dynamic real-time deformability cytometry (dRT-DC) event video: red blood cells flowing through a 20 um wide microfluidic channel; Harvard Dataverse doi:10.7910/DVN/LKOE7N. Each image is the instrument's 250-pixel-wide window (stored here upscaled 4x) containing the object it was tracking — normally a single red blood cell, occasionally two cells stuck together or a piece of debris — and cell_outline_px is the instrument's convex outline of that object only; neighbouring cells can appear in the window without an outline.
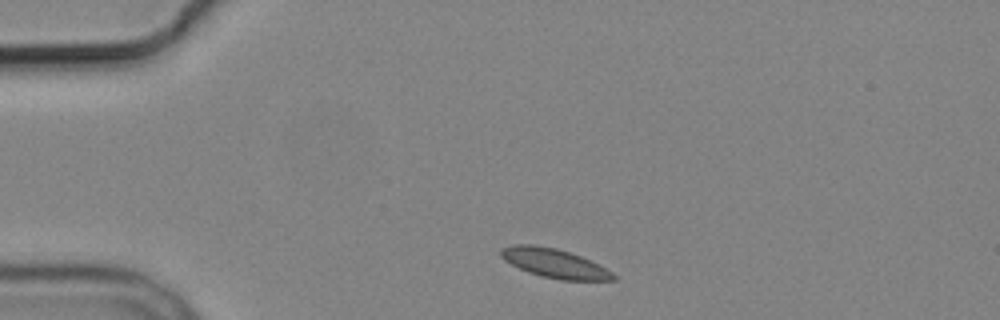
{"species": "common noctule bat (a hibernating species)", "species_latin": "Nyctalus noctula", "temperature_condition": "cold", "stored_images_in_passage": 2, "camera_frame_rate_fps": 3000, "um_per_image_px": 0.085, "animal": {"sex": "male", "body_mass_g": 19.2, "forearm_length_mm": 51.8}, "frame": {"image": 1, "passage_image": 1, "time_ms": 0.0, "image_size_px": [1000, 320], "cell_outline_px": [[616, 280], [560, 280], [540, 276], [528, 272], [504, 260], [500, 256], [500, 248], [512, 244], [532, 244], [556, 248], [580, 256], [612, 272], [616, 276]], "centroid_in_image_um": [47.07, 22.37], "position_along_channel_um": 37.9, "area_um2": 18.9}}